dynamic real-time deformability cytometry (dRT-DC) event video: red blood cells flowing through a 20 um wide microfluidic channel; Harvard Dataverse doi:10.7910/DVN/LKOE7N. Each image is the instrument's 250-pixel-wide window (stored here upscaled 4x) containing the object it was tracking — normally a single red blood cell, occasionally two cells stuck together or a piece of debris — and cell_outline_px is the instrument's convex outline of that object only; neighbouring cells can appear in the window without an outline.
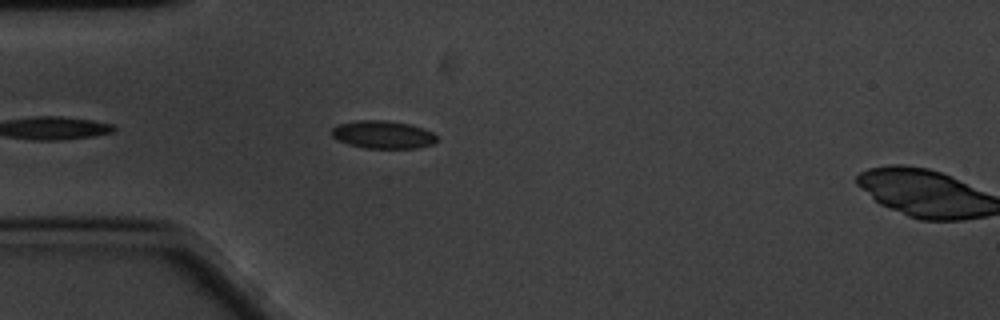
{"species": "common noctule bat (a hibernating species)", "species_latin": "Nyctalus noctula", "temperature_condition": "cold", "stored_images_in_passage": 6, "camera_frame_rate_fps": 3000, "um_per_image_px": 0.085, "animal": {"sex": "male", "body_mass_g": 20.1, "forearm_length_mm": 53.5}, "frame": {"image": 1, "passage_image": 5, "time_ms": 1.333, "image_size_px": [1000, 320], "cell_outline_px": [[436, 140], [432, 144], [416, 148], [364, 148], [348, 144], [336, 140], [328, 132], [332, 128], [340, 124], [356, 120], [384, 120], [408, 124], [424, 128], [432, 132], [436, 136]], "centroid_in_image_um": [32.49, 11.44], "position_along_channel_um": 52.5, "area_um2": 17.11}}